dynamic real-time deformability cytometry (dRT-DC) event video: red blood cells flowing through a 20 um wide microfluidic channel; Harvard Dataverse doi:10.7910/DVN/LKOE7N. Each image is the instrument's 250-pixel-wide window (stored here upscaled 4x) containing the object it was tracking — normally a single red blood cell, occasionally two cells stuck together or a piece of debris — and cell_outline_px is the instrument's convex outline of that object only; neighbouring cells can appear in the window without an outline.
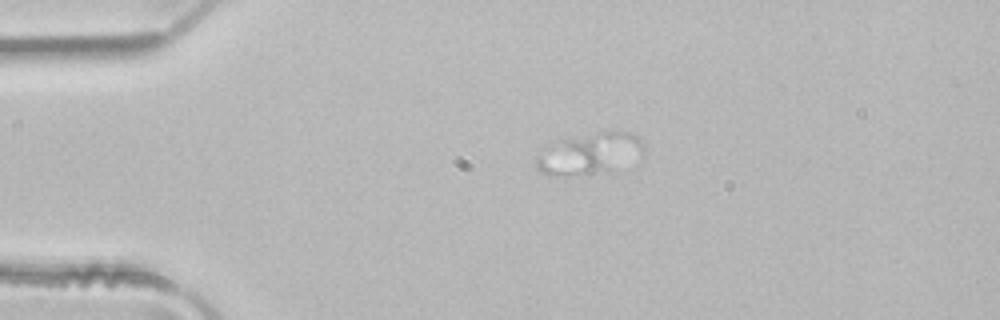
{"species": "common noctule bat (a hibernating species)", "species_latin": "Nyctalus noctula", "temperature_condition": "room temperature", "stored_images_in_passage": 2, "camera_frame_rate_fps": 3000, "um_per_image_px": 0.085, "animal": {"sex": "male", "body_mass_g": 21.5, "forearm_length_mm": 52.0}, "frame": {"image": 1, "passage_image": 1, "time_ms": 0.0, "image_size_px": [1000, 320], "cell_outline_px": [[644, 156], [640, 160], [608, 168], [584, 172], [540, 172], [536, 168], [536, 156], [544, 144], [564, 136], [596, 132], [628, 132], [636, 136], [644, 144]], "centroid_in_image_um": [50.1, 12.94], "position_along_channel_um": 34.9, "area_um2": 25.32}}